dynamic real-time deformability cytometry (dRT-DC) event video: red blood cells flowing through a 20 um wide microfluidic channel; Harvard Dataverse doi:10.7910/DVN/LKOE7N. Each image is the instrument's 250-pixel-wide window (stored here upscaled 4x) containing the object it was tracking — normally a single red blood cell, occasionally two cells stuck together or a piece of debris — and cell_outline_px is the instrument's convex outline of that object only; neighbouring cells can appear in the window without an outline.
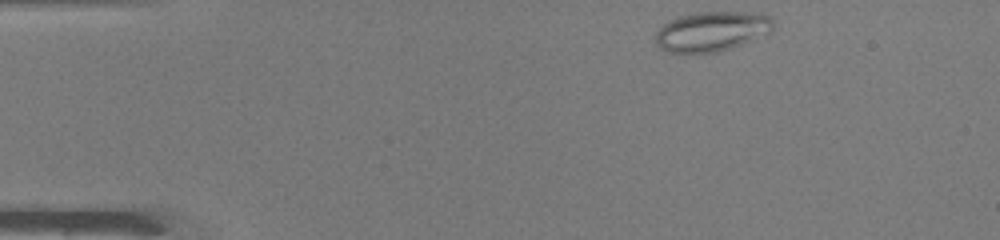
{"species": "common noctule bat (a hibernating species)", "species_latin": "Nyctalus noctula", "temperature_condition": "warm", "stored_images_in_passage": 43, "camera_frame_rate_fps": 3000, "um_per_image_px": 0.085, "animal": {"sex": "male", "body_mass_g": 19.0, "forearm_length_mm": 50.8}, "frame": {"image": 1, "passage_image": 1, "time_ms": 0.0, "image_size_px": [1000, 240], "cell_outline_px": [[772, 28], [768, 32], [740, 44], [720, 52], [668, 52], [660, 48], [656, 44], [656, 32], [668, 20], [676, 16], [696, 12], [760, 12], [768, 16], [772, 20]], "centroid_in_image_um": [60.45, 2.64], "position_along_channel_um": 24.6, "area_um2": 27.05}}
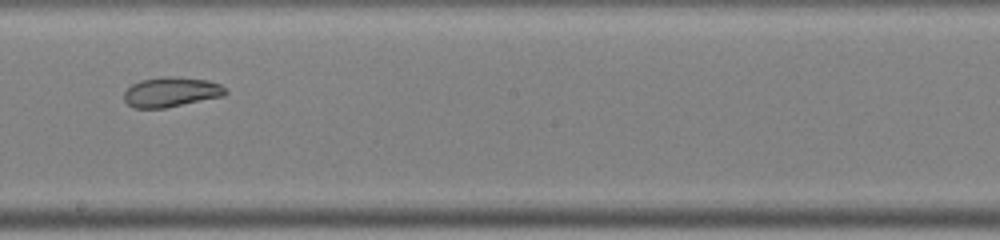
{"frame": {"image": 2, "passage_image": 22, "time_ms": 7.0, "image_size_px": [1000, 240], "cell_outline_px": [[228, 92], [224, 96], [164, 108], [132, 108], [124, 100], [124, 92], [132, 84], [140, 80], [168, 76], [176, 76], [208, 80], [220, 84]], "centroid_in_image_um": [14.54, 7.82], "position_along_channel_um": 233.7, "area_um2": 17.69}}
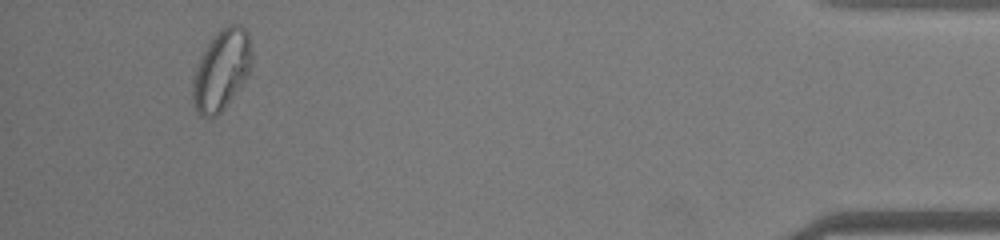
{"frame": {"image": 3, "passage_image": 40, "time_ms": 13.0, "image_size_px": [1000, 240], "cell_outline_px": [[252, 68], [248, 76], [224, 108], [220, 112], [208, 120], [200, 116], [192, 100], [192, 80], [196, 68], [208, 44], [216, 32], [220, 28], [228, 24], [240, 24], [248, 32], [252, 52]], "centroid_in_image_um": [18.85, 5.95], "position_along_channel_um": 416.4, "area_um2": 27.86}, "authors_computed_cell_mechanics": {"area_um2": 22.6576, "velocity_mm_per_s": 4.1138, "shape_relaxation_time_tau1_ms": null, "shape_relaxation_time_tau2_ms": 1.2987, "deformation_change_tau1": null, "deformation_change_tau2": 0.0589}}